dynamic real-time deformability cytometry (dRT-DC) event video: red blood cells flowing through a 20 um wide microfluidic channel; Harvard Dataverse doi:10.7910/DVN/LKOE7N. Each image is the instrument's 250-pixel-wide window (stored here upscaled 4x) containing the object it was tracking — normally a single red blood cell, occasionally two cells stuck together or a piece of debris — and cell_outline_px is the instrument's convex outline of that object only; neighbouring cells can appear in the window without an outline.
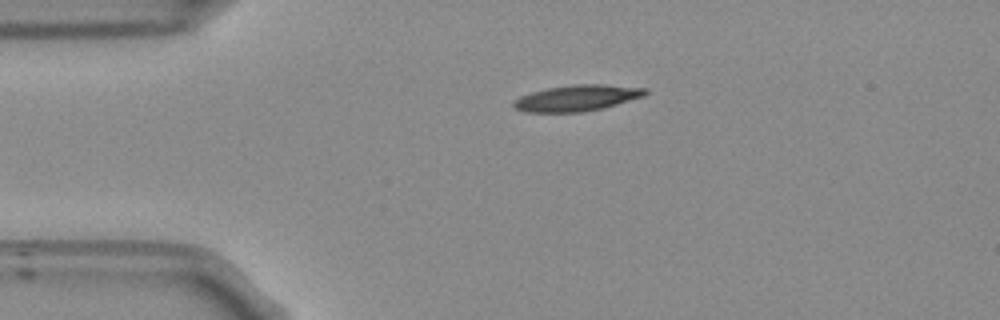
{"species": "Egyptian fruit bat (a non-hibernating species)", "species_latin": "Rousettus aegyptiacus", "temperature_condition": "room temperature", "stored_images_in_passage": 43, "camera_frame_rate_fps": 3000, "um_per_image_px": 0.085, "frame": {"image": 1, "passage_image": 1, "time_ms": 0.0, "image_size_px": [1000, 320], "cell_outline_px": [[648, 92], [644, 96], [600, 108], [580, 112], [524, 112], [512, 108], [512, 100], [520, 96], [532, 92], [548, 88], [572, 84], [604, 84], [648, 88]], "centroid_in_image_um": [48.99, 8.32], "position_along_channel_um": 36.0, "area_um2": 20.0}}
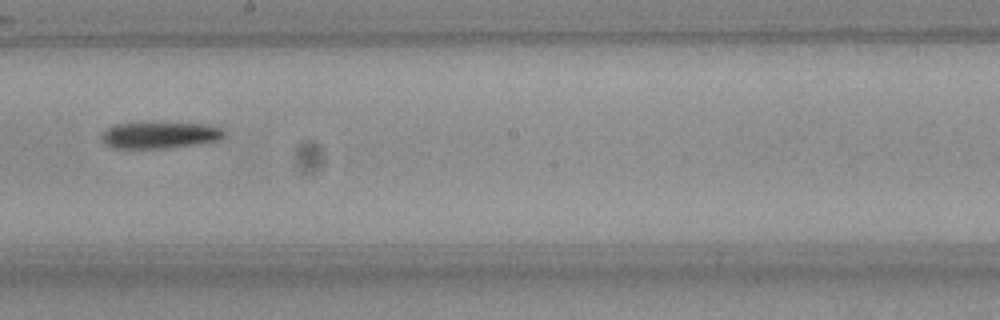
{"frame": {"image": 2, "passage_image": 19, "time_ms": 6.0, "image_size_px": [1000, 320], "cell_outline_px": [[224, 136], [220, 140], [196, 144], [160, 148], [112, 148], [104, 144], [100, 136], [108, 128], [116, 124], [136, 120], [152, 120], [204, 124], [220, 128], [224, 132]], "centroid_in_image_um": [13.51, 11.43], "position_along_channel_um": 234.7, "area_um2": 19.83}}
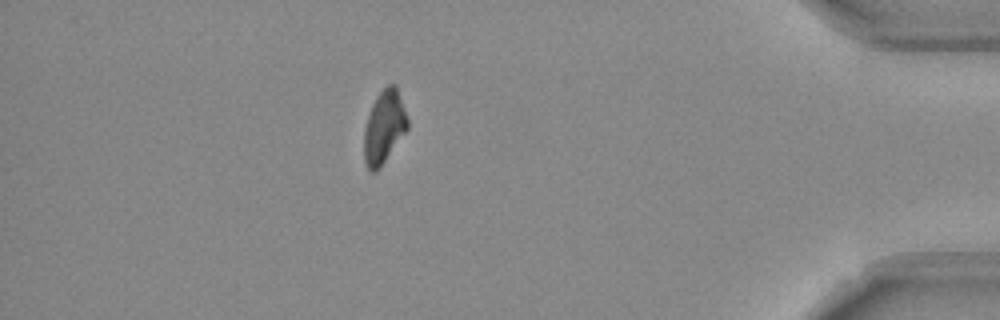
{"frame": {"image": 3, "passage_image": 36, "time_ms": 11.667, "image_size_px": [1000, 320], "cell_outline_px": [[408, 128], [380, 168], [372, 172], [368, 172], [364, 160], [364, 128], [372, 104], [376, 96], [388, 84], [396, 84], [408, 120]], "centroid_in_image_um": [32.63, 10.81], "position_along_channel_um": 402.6, "area_um2": 18.44}}